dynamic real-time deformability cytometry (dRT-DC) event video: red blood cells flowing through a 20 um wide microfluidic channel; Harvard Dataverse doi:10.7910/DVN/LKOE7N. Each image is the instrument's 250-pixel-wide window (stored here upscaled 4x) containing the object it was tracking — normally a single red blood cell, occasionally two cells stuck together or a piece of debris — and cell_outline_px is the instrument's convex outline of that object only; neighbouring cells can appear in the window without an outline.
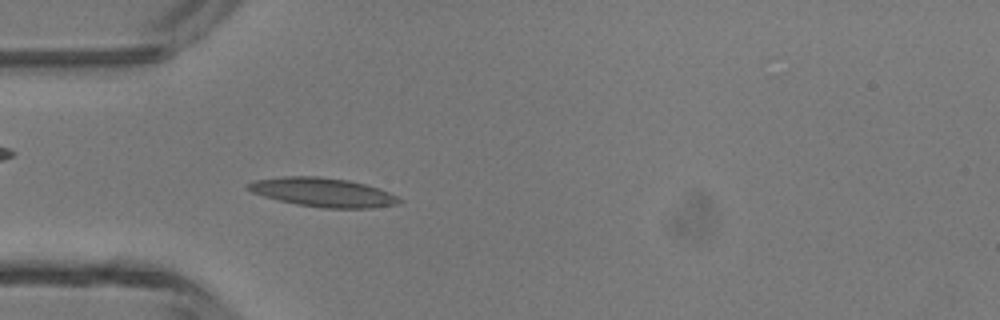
{"species": "common noctule bat (a hibernating species)", "species_latin": "Nyctalus noctula", "temperature_condition": "room temperature", "stored_images_in_passage": 37, "camera_frame_rate_fps": 3000, "um_per_image_px": 0.085, "animal": {"sex": "male", "body_mass_g": 13.3}, "frame": {"image": 1, "passage_image": 8, "time_ms": 2.333, "image_size_px": [1000, 320], "cell_outline_px": [[404, 200], [396, 204], [372, 208], [320, 208], [296, 204], [264, 196], [252, 192], [244, 188], [244, 184], [256, 180], [284, 176], [320, 176], [348, 180], [364, 184], [388, 192]], "centroid_in_image_um": [27.4, 16.34], "position_along_channel_um": 57.6, "area_um2": 25.43}}
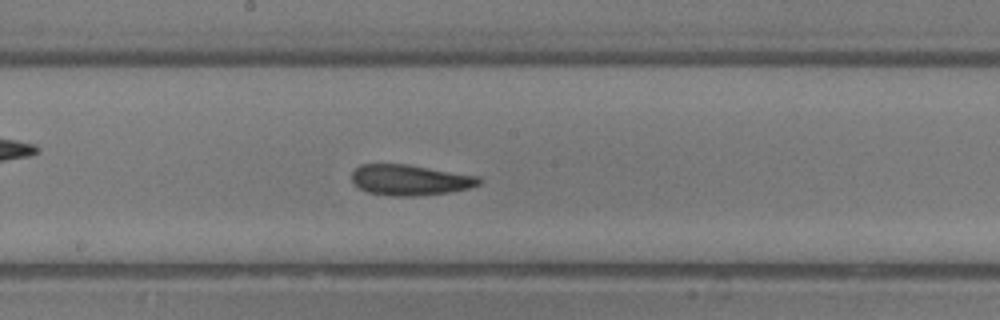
{"frame": {"image": 2, "passage_image": 19, "time_ms": 6.0, "image_size_px": [1000, 320], "cell_outline_px": [[484, 180], [480, 184], [468, 188], [448, 192], [416, 196], [388, 196], [368, 192], [360, 188], [352, 180], [352, 172], [360, 164], [408, 164], [480, 176]], "centroid_in_image_um": [34.88, 15.29], "position_along_channel_um": 213.3, "area_um2": 22.83}}
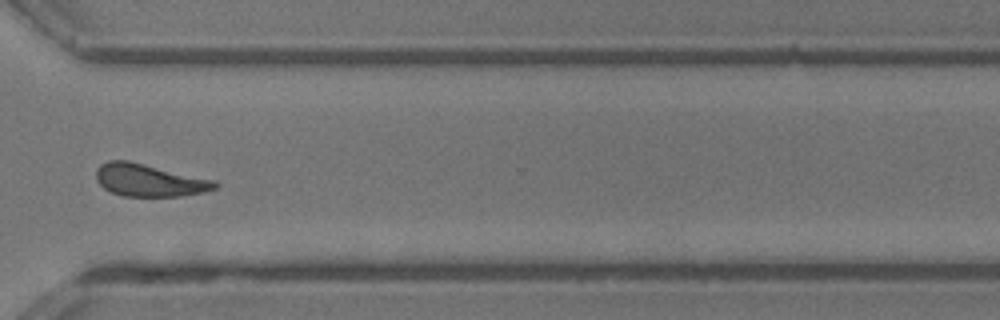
{"frame": {"image": 3, "passage_image": 29, "time_ms": 9.333, "image_size_px": [1000, 320], "cell_outline_px": [[220, 184], [216, 188], [204, 192], [180, 196], [124, 196], [112, 192], [104, 188], [96, 180], [96, 168], [100, 164], [108, 160], [128, 160], [216, 180]], "centroid_in_image_um": [12.69, 15.31], "position_along_channel_um": 357.9, "area_um2": 22.6}, "authors_computed_cell_mechanics": {"area_um2": 23.0622, "velocity_mm_per_s": 4.3463, "shape_relaxation_time_tau1_ms": 4.7404, "shape_relaxation_time_tau2_ms": 2.5101, "deformation_change_tau1": 0.1421, "deformation_change_tau2": 0.1089}}